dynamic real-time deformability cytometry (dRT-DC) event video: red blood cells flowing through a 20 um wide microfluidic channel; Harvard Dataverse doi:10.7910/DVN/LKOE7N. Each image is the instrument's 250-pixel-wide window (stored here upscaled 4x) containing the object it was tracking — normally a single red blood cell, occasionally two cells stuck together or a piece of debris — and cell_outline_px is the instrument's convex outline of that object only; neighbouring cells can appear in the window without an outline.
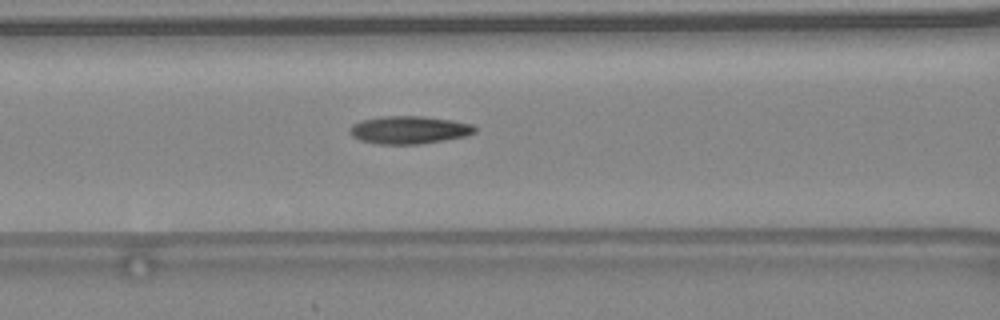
{"species": "common noctule bat (a hibernating species)", "species_latin": "Nyctalus noctula", "temperature_condition": "warm", "stored_images_in_passage": 36, "camera_frame_rate_fps": 3000, "um_per_image_px": 0.085, "animal": {"sex": "female", "body_mass_g": 24.6, "forearm_length_mm": 56.2}, "frame": {"image": 1, "passage_image": 11, "time_ms": 3.333, "image_size_px": [1000, 320], "cell_outline_px": [[476, 132], [468, 136], [420, 144], [376, 144], [360, 140], [352, 136], [348, 132], [348, 128], [352, 124], [360, 120], [380, 116], [424, 116], [452, 120], [472, 124], [476, 128]], "centroid_in_image_um": [34.75, 11.04], "position_along_channel_um": 131.9, "area_um2": 20.58}, "authors_computed_cell_mechanics": {"area_um2": 19.7098, "velocity_mm_per_s": 4.5805, "shape_relaxation_time_tau1_ms": null, "shape_relaxation_time_tau2_ms": 2.4772, "deformation_change_tau1": null, "deformation_change_tau2": 0.108}}